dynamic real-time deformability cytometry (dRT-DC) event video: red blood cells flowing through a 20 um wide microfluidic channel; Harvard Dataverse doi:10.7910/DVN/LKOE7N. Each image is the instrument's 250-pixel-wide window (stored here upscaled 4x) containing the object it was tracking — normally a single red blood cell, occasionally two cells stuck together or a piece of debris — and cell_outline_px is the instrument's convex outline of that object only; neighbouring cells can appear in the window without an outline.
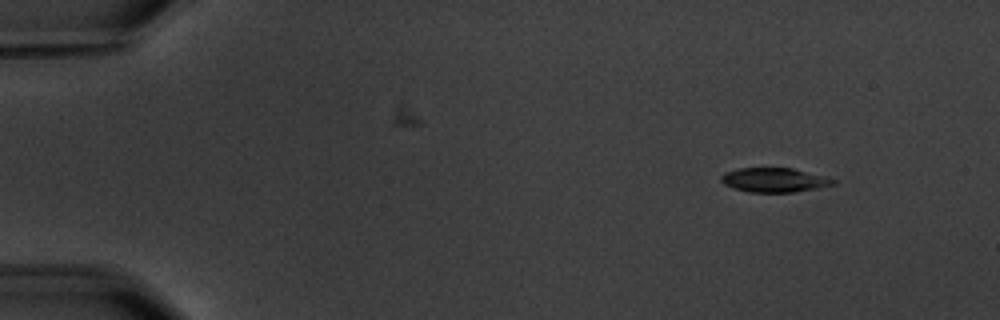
{"species": "common noctule bat (a hibernating species)", "species_latin": "Nyctalus noctula", "temperature_condition": "warm", "stored_images_in_passage": 4, "camera_frame_rate_fps": 3000, "um_per_image_px": 0.085, "animal": {"sex": "male", "body_mass_g": 20.1, "forearm_length_mm": 53.5}, "frame": {"image": 1, "passage_image": 1, "time_ms": 0.0, "image_size_px": [1000, 320], "cell_outline_px": [[836, 184], [796, 192], [748, 192], [732, 188], [724, 184], [720, 180], [720, 176], [724, 172], [740, 168], [792, 168], [828, 176], [836, 180]], "centroid_in_image_um": [65.82, 15.3], "position_along_channel_um": 19.2, "area_um2": 16.07}}
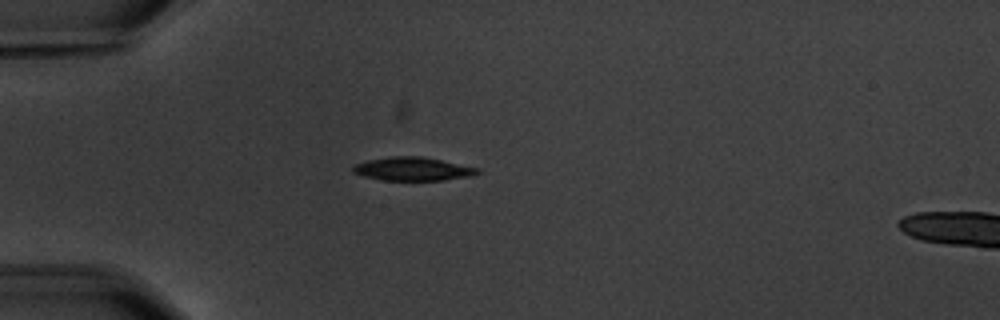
{"frame": {"image": 2, "passage_image": 3, "time_ms": 3.333, "image_size_px": [1000, 320], "cell_outline_px": [[480, 172], [472, 176], [444, 180], [380, 180], [364, 176], [352, 172], [352, 164], [368, 160], [392, 156], [420, 156], [480, 168]], "centroid_in_image_um": [35.06, 14.36], "position_along_channel_um": 49.9, "area_um2": 17.05}}